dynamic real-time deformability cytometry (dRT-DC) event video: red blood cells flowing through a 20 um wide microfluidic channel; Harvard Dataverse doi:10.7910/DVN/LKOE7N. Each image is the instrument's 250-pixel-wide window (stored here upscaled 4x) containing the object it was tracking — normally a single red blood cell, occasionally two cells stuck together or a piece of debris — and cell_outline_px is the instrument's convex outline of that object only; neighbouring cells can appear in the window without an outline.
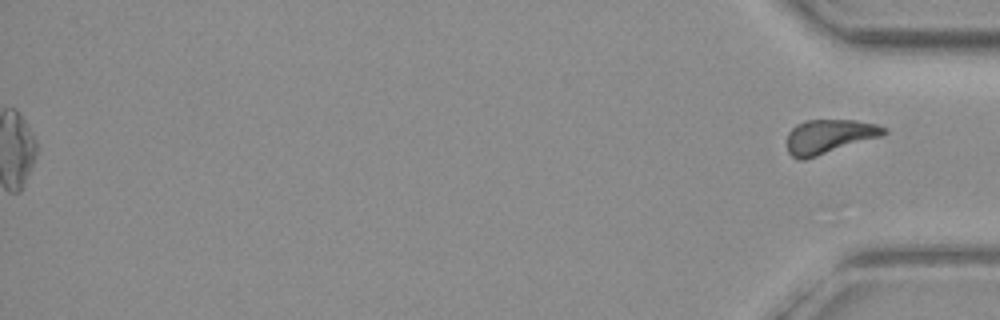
{"species": "common noctule bat (a hibernating species)", "species_latin": "Nyctalus noctula", "temperature_condition": "warm", "stored_images_in_passage": 43, "segment_of_instrument_passage": [2, 2], "camera_frame_rate_fps": 3000, "um_per_image_px": 0.085, "animal": {"sex": "female", "body_mass_g": 19.3, "forearm_length_mm": 54.1}, "frame": {"image": 1, "passage_image": 43, "time_ms": 14.0, "image_size_px": [1000, 320], "cell_outline_px": [[888, 132], [880, 136], [804, 160], [800, 160], [792, 156], [788, 152], [788, 132], [796, 124], [804, 120], [856, 120], [876, 124], [884, 128]], "centroid_in_image_um": [70.44, 11.59], "position_along_channel_um": 364.8, "area_um2": 19.02}}